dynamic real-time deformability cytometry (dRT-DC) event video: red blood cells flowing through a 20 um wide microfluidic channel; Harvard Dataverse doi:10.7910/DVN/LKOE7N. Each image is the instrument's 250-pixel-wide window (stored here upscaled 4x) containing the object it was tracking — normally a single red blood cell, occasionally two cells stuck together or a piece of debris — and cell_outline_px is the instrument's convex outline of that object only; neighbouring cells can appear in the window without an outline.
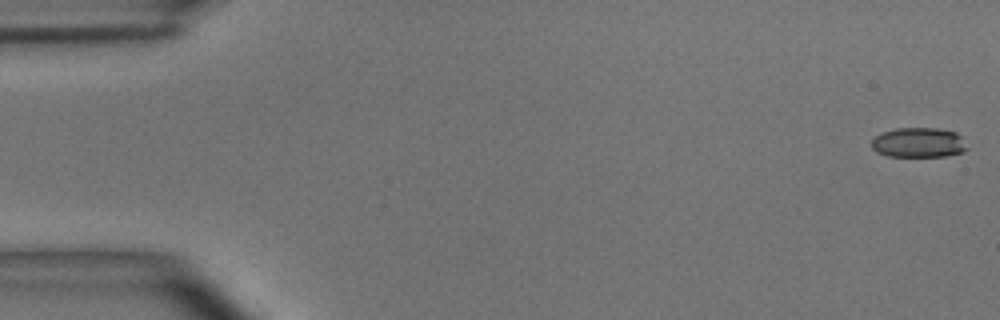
{"species": "common noctule bat (a hibernating species)", "species_latin": "Nyctalus noctula", "temperature_condition": "room temperature", "stored_images_in_passage": 55, "camera_frame_rate_fps": 3000, "um_per_image_px": 0.085, "animal": {"sex": "male", "body_mass_g": 15.6}, "frame": {"image": 1, "passage_image": 1, "time_ms": 0.0, "image_size_px": [1000, 320], "cell_outline_px": [[968, 148], [964, 152], [944, 156], [888, 156], [876, 152], [872, 148], [872, 140], [876, 136], [884, 132], [896, 128], [940, 128], [956, 132], [960, 136]], "centroid_in_image_um": [78.09, 12.12], "position_along_channel_um": 6.9, "area_um2": 16.59}}
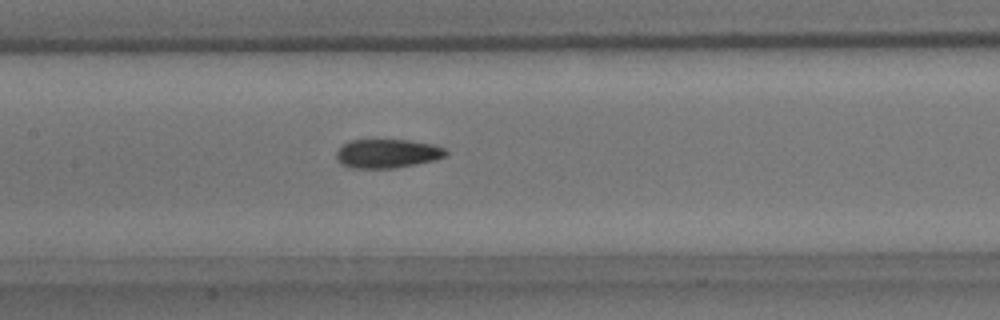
{"frame": {"image": 2, "passage_image": 26, "time_ms": 8.333, "image_size_px": [1000, 320], "cell_outline_px": [[448, 152], [444, 156], [436, 160], [396, 168], [348, 168], [340, 164], [336, 160], [336, 152], [348, 140], [408, 140], [432, 144], [444, 148]], "centroid_in_image_um": [32.89, 13.06], "position_along_channel_um": 174.5, "area_um2": 18.55}}
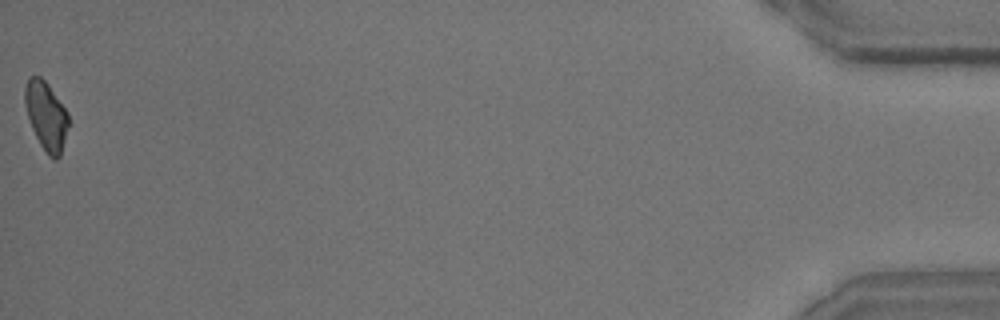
{"frame": {"image": 3, "passage_image": 55, "time_ms": 18.0, "image_size_px": [1000, 320], "cell_outline_px": [[68, 124], [60, 156], [56, 160], [48, 156], [40, 144], [32, 128], [24, 104], [24, 88], [28, 80], [32, 76], [40, 76], [48, 84], [68, 112]], "centroid_in_image_um": [3.91, 9.84], "position_along_channel_um": 431.3, "area_um2": 17.17}, "authors_computed_cell_mechanics": {"area_um2": 17.9758, "velocity_mm_per_s": 3.6478, "shape_relaxation_time_tau1_ms": 10.6015, "shape_relaxation_time_tau2_ms": 2.9156, "deformation_change_tau1": 0.2311, "deformation_change_tau2": 0.0977}}